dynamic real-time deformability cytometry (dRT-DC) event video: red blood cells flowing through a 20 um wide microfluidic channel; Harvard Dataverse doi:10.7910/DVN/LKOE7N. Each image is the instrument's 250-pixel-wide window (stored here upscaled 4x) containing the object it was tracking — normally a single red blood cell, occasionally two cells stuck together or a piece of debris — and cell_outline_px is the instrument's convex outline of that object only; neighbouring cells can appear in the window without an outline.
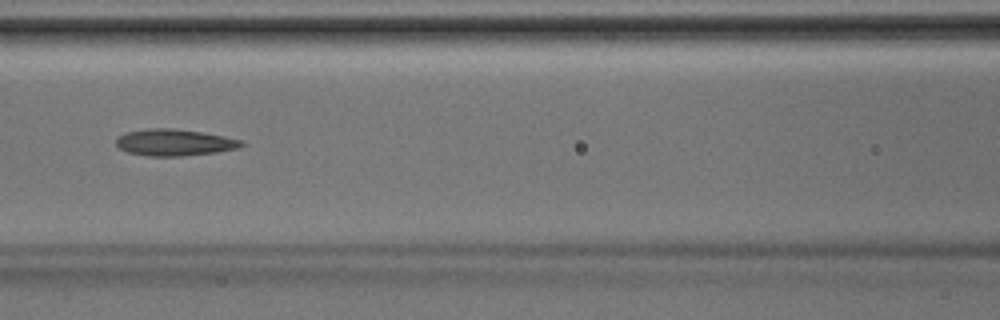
{"species": "Egyptian fruit bat (a non-hibernating species)", "species_latin": "Rousettus aegyptiacus", "temperature_condition": "room temperature", "stored_images_in_passage": 33, "camera_frame_rate_fps": 3000, "um_per_image_px": 0.085, "animal": {"sex": "male"}, "frame": {"image": 1, "passage_image": 10, "time_ms": 3.0, "image_size_px": [1000, 320], "cell_outline_px": [[244, 144], [236, 148], [216, 152], [180, 156], [148, 156], [128, 152], [120, 148], [116, 144], [116, 136], [128, 132], [148, 128], [176, 128], [224, 136], [244, 140]], "centroid_in_image_um": [14.81, 12.1], "position_along_channel_um": 151.8, "area_um2": 19.36}}
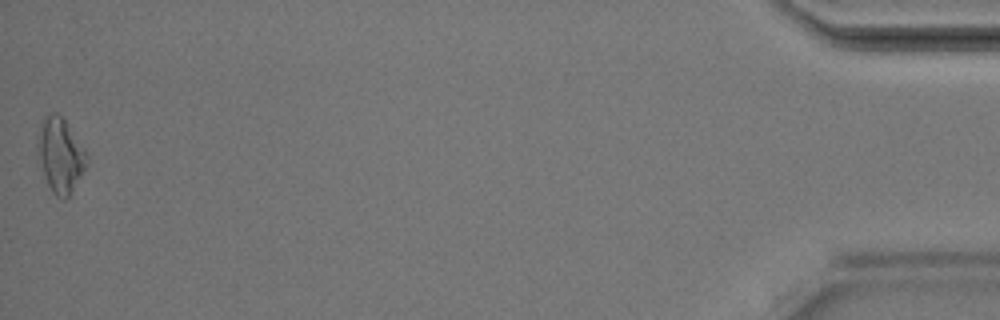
{"frame": {"image": 2, "passage_image": 33, "time_ms": 10.667, "image_size_px": [1000, 320], "cell_outline_px": [[88, 160], [72, 192], [64, 200], [56, 196], [52, 192], [48, 184], [36, 156], [36, 136], [40, 124], [44, 116], [52, 112], [56, 112], [64, 120], [84, 148], [88, 156]], "centroid_in_image_um": [5.07, 13.17], "position_along_channel_um": 430.1, "area_um2": 21.39}}